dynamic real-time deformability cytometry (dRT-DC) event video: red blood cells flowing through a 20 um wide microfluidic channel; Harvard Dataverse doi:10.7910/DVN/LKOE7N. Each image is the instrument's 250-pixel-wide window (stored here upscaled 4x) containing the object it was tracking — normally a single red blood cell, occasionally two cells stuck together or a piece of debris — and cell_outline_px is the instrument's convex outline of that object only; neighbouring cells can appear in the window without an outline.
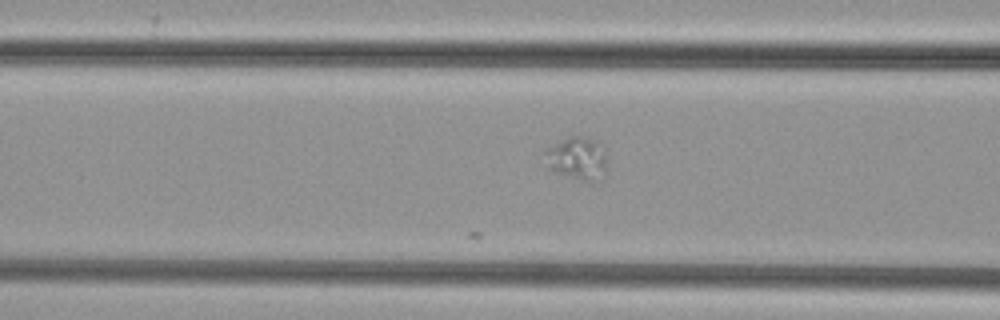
{"species": "common noctule bat (a hibernating species)", "species_latin": "Nyctalus noctula", "temperature_condition": "cold", "stored_images_in_passage": 12, "camera_frame_rate_fps": 3000, "um_per_image_px": 0.085, "animal": {"sex": "female", "body_mass_g": 29.2, "forearm_length_mm": 56.3}, "frame": {"image": 1, "passage_image": 4, "time_ms": 1.0, "image_size_px": [1000, 320], "cell_outline_px": [[604, 168], [592, 184], [588, 184], [556, 172], [548, 168], [540, 152], [544, 148], [572, 136], [580, 136], [596, 140], [604, 152]], "centroid_in_image_um": [48.94, 13.47], "position_along_channel_um": 117.7, "area_um2": 15.49}}